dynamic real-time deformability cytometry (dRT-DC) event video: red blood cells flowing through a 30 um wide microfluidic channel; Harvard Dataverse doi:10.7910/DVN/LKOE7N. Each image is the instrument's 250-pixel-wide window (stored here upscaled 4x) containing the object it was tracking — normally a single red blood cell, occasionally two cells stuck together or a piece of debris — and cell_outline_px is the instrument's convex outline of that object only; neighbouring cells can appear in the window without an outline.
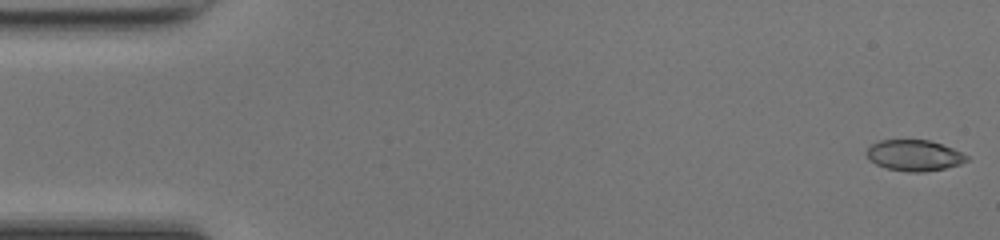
{"species": "common noctule bat (a hibernating species)", "species_latin": "Nyctalus noctula", "temperature_condition": "room temperature", "stored_images_in_passage": 48, "camera_frame_rate_fps": 3000, "um_per_image_px": 0.085, "animal": {"sex": "female", "body_mass_g": 17.0, "forearm_length_mm": 48.0}, "frame": {"image": 1, "passage_image": 1, "time_ms": 0.0, "image_size_px": [1000, 240], "cell_outline_px": [[968, 160], [960, 164], [944, 168], [924, 172], [908, 172], [888, 168], [876, 164], [868, 156], [868, 148], [872, 144], [880, 140], [928, 140], [952, 148], [968, 156]], "centroid_in_image_um": [77.73, 13.21], "position_along_channel_um": 7.3, "area_um2": 17.69}}
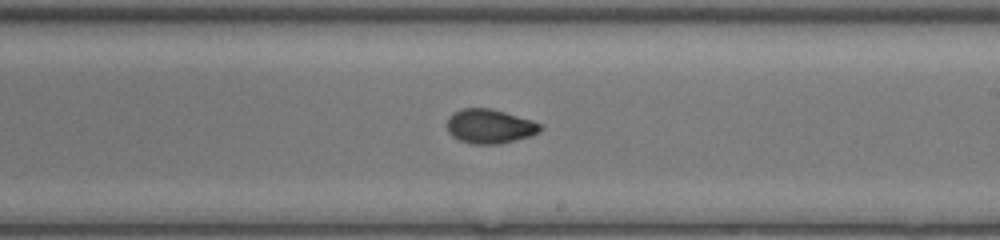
{"frame": {"image": 2, "passage_image": 28, "time_ms": 9.0, "image_size_px": [1000, 240], "cell_outline_px": [[544, 128], [540, 132], [516, 140], [500, 144], [472, 144], [460, 140], [452, 136], [448, 132], [448, 116], [452, 112], [464, 108], [492, 108], [532, 120], [540, 124]], "centroid_in_image_um": [41.63, 10.73], "position_along_channel_um": 247.4, "area_um2": 18.73}}
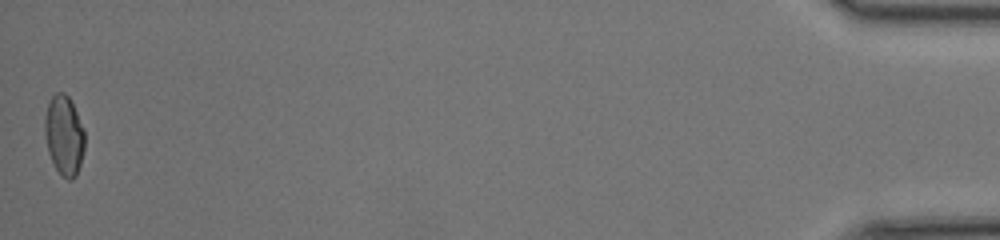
{"frame": {"image": 3, "passage_image": 48, "time_ms": 15.667, "image_size_px": [1000, 240], "cell_outline_px": [[84, 148], [80, 164], [76, 176], [72, 180], [68, 180], [60, 176], [48, 152], [44, 132], [44, 116], [48, 100], [56, 92], [64, 92], [68, 96], [76, 112], [84, 132]], "centroid_in_image_um": [5.42, 11.51], "position_along_channel_um": 429.8, "area_um2": 18.61}, "authors_computed_cell_mechanics": {"area_um2": 18.5538, "velocity_mm_per_s": 4.3169, "shape_relaxation_time_tau1_ms": 4.7047, "shape_relaxation_time_tau2_ms": 1.2912, "deformation_change_tau1": 0.159, "deformation_change_tau2": 0.0488}}